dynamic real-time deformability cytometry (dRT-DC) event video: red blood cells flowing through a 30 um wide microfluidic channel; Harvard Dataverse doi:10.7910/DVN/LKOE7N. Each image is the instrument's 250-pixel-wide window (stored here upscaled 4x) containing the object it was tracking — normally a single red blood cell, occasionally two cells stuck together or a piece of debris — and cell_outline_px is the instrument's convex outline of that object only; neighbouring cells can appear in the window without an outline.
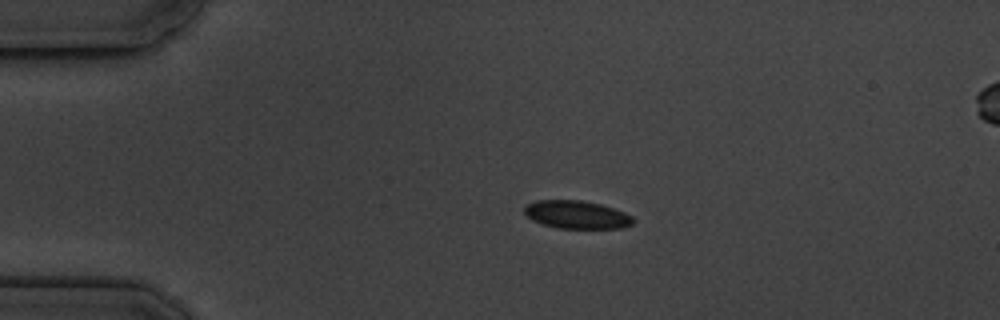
{"species": "common noctule bat (a hibernating species)", "species_latin": "Nyctalus noctula", "temperature_condition": "cold", "stored_images_in_passage": 6, "camera_frame_rate_fps": 3000, "um_per_image_px": 0.085, "animal": {"sex": "male", "body_mass_g": 19.5, "forearm_length_mm": 54.6}, "frame": {"image": 1, "passage_image": 3, "time_ms": 2.333, "image_size_px": [1000, 320], "cell_outline_px": [[636, 220], [632, 224], [620, 228], [556, 228], [532, 220], [524, 212], [524, 208], [528, 204], [536, 200], [580, 200], [600, 204], [624, 212], [632, 216]], "centroid_in_image_um": [49.03, 18.24], "position_along_channel_um": 36.0, "area_um2": 17.63}}
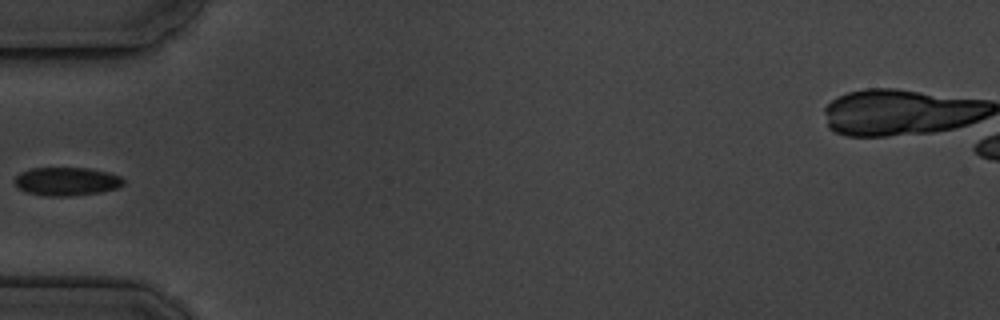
{"frame": {"image": 2, "passage_image": 5, "time_ms": 4.667, "image_size_px": [1000, 320], "cell_outline_px": [[124, 184], [120, 188], [100, 192], [72, 196], [48, 196], [28, 192], [20, 188], [16, 184], [16, 176], [20, 172], [32, 168], [88, 168], [108, 172], [120, 176], [124, 180]], "centroid_in_image_um": [5.72, 15.42], "position_along_channel_um": 79.3, "area_um2": 17.92}}